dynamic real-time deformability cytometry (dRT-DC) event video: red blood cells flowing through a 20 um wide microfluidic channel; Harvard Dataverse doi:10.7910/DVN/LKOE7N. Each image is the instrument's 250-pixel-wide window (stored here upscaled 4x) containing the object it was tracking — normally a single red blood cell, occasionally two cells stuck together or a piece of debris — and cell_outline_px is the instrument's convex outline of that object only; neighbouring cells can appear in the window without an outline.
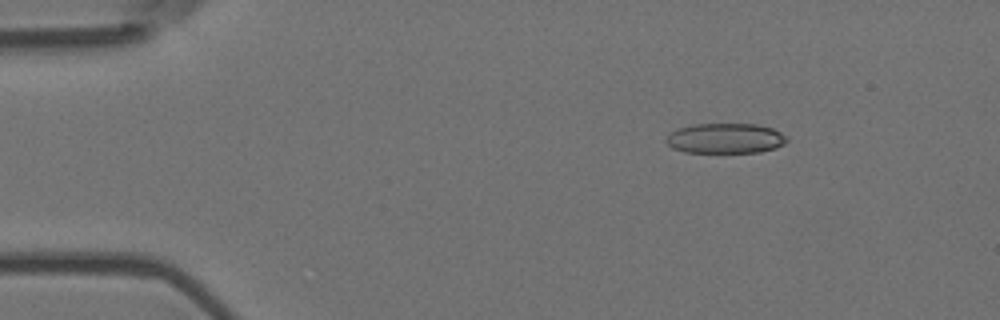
{"species": "Egyptian fruit bat (a non-hibernating species)", "species_latin": "Rousettus aegyptiacus", "temperature_condition": "room temperature", "stored_images_in_passage": 6, "camera_frame_rate_fps": 3000, "um_per_image_px": 0.085, "animal": {"sex": "female"}, "frame": {"image": 1, "passage_image": 3, "time_ms": 0.667, "image_size_px": [1000, 320], "cell_outline_px": [[788, 140], [784, 144], [776, 148], [760, 152], [684, 152], [672, 148], [664, 140], [676, 128], [692, 124], [756, 124], [772, 128], [788, 136]], "centroid_in_image_um": [61.66, 11.75], "position_along_channel_um": 23.3, "area_um2": 21.33}}
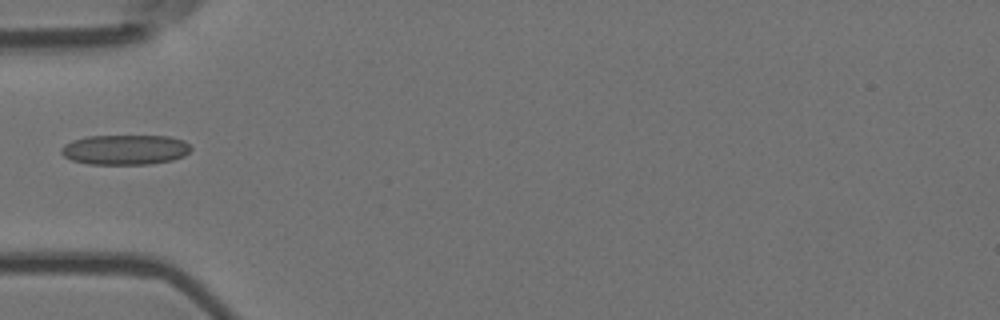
{"frame": {"image": 2, "passage_image": 6, "time_ms": 1.667, "image_size_px": [1000, 320], "cell_outline_px": [[192, 148], [184, 156], [172, 160], [148, 164], [88, 164], [72, 160], [64, 156], [60, 152], [60, 148], [64, 144], [72, 140], [88, 136], [168, 136], [184, 140]], "centroid_in_image_um": [10.62, 12.72], "position_along_channel_um": 74.4, "area_um2": 22.72}}